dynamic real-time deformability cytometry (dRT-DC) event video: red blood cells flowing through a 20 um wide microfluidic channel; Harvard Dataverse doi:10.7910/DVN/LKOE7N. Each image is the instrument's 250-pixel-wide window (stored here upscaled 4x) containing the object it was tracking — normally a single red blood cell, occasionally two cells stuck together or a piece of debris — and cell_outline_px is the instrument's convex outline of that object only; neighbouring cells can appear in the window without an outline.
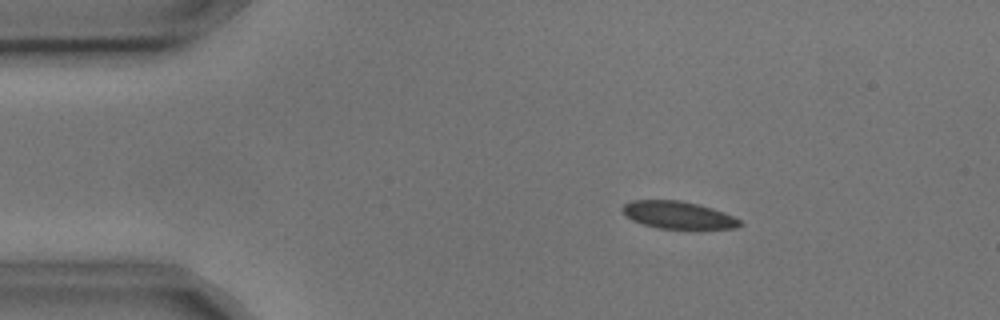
{"species": "common noctule bat (a hibernating species)", "species_latin": "Nyctalus noctula", "temperature_condition": "cold", "stored_images_in_passage": 3, "camera_frame_rate_fps": 3000, "um_per_image_px": 0.085, "animal": {"sex": "male", "body_mass_g": 17.9, "forearm_length_mm": 54.2}, "frame": {"image": 1, "passage_image": 2, "time_ms": 0.333, "image_size_px": [1000, 320], "cell_outline_px": [[744, 224], [736, 228], [696, 232], [660, 228], [644, 224], [632, 220], [624, 216], [620, 208], [624, 204], [632, 200], [680, 200], [712, 208], [724, 212], [740, 220]], "centroid_in_image_um": [57.69, 18.33], "position_along_channel_um": 27.3, "area_um2": 19.71}}